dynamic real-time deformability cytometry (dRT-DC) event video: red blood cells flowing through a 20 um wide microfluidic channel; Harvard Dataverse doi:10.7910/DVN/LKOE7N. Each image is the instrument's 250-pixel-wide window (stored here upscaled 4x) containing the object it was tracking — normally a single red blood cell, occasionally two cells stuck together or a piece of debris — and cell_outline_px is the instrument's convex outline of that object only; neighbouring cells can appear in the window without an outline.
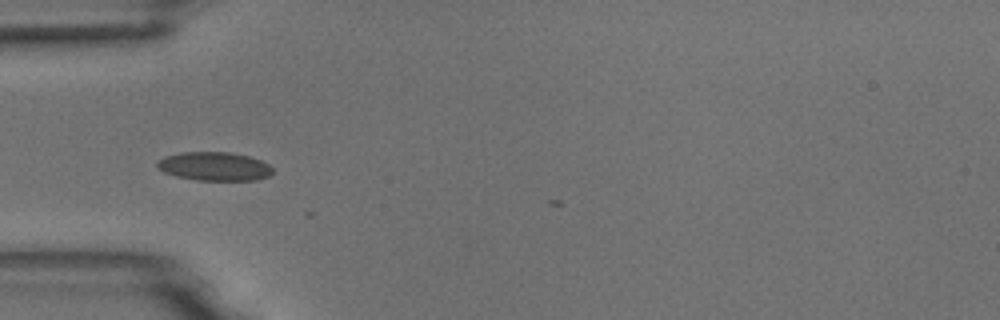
{"species": "common noctule bat (a hibernating species)", "species_latin": "Nyctalus noctula", "temperature_condition": "room temperature", "stored_images_in_passage": 4, "camera_frame_rate_fps": 3000, "um_per_image_px": 0.085, "animal": {"sex": "male", "body_mass_g": 18.8}, "frame": {"image": 1, "passage_image": 1, "time_ms": 0.0, "image_size_px": [1000, 320], "cell_outline_px": [[272, 172], [268, 176], [256, 180], [196, 180], [176, 176], [164, 172], [156, 168], [156, 164], [164, 156], [180, 152], [228, 152], [248, 156], [260, 160], [268, 164], [272, 168]], "centroid_in_image_um": [18.19, 14.14], "position_along_channel_um": 66.8, "area_um2": 19.25}}